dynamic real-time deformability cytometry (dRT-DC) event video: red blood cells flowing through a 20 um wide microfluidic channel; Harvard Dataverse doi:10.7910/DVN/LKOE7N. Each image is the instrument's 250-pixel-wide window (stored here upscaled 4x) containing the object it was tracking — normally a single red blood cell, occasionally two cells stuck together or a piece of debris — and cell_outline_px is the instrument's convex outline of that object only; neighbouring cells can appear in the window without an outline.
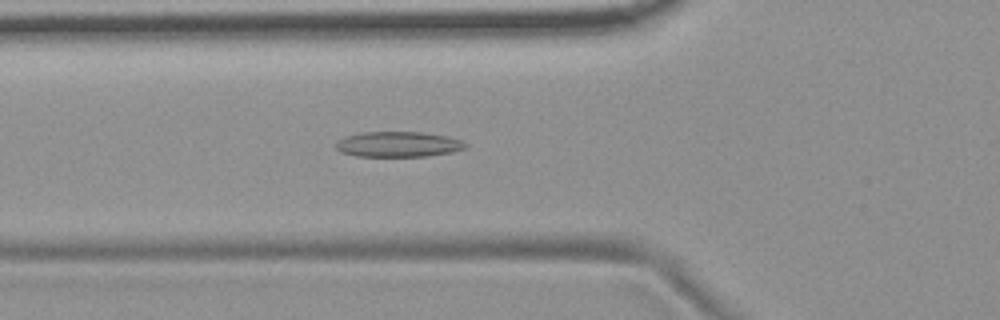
{"species": "common noctule bat (a hibernating species)", "species_latin": "Nyctalus noctula", "temperature_condition": "room temperature", "stored_images_in_passage": 54, "camera_frame_rate_fps": 3000, "um_per_image_px": 0.085, "animal": {"sex": "female", "body_mass_g": 19.9}, "frame": {"image": 1, "passage_image": 19, "time_ms": 6.0, "image_size_px": [1000, 320], "cell_outline_px": [[468, 144], [464, 148], [452, 152], [428, 156], [356, 156], [340, 152], [336, 148], [336, 140], [344, 136], [360, 132], [424, 132], [448, 136], [460, 140]], "centroid_in_image_um": [33.81, 12.26], "position_along_channel_um": 92.0, "area_um2": 19.31}}
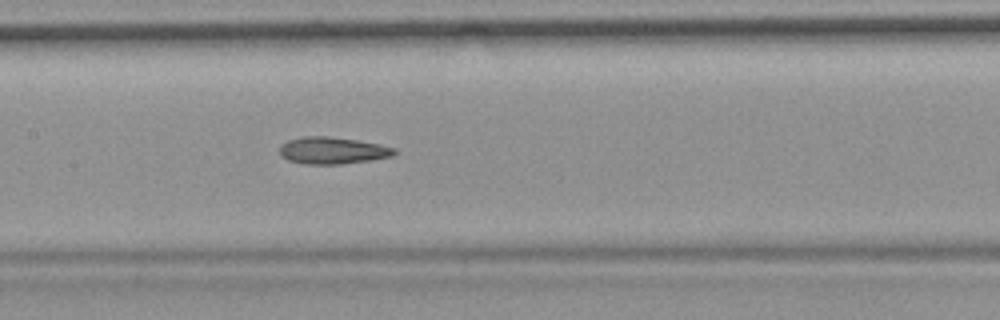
{"frame": {"image": 2, "passage_image": 26, "time_ms": 8.333, "image_size_px": [1000, 320], "cell_outline_px": [[396, 152], [392, 156], [372, 160], [340, 164], [304, 164], [288, 160], [280, 156], [280, 144], [288, 140], [304, 136], [328, 136], [356, 140], [380, 144], [396, 148]], "centroid_in_image_um": [28.25, 12.79], "position_along_channel_um": 179.2, "area_um2": 18.09}}
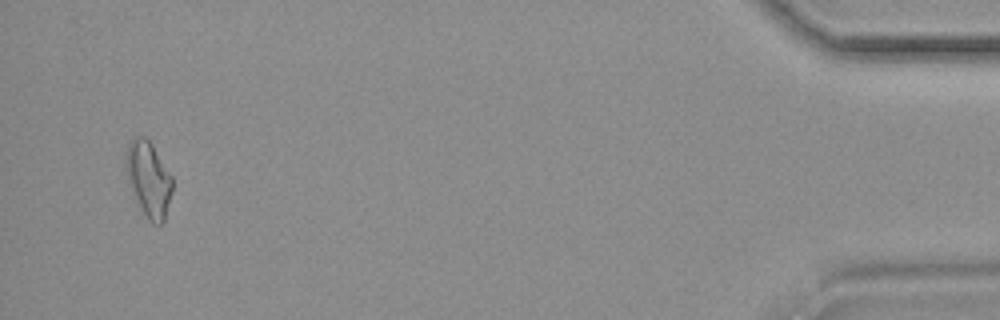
{"frame": {"image": 3, "passage_image": 52, "time_ms": 17.0, "image_size_px": [1000, 320], "cell_outline_px": [[172, 192], [164, 220], [160, 224], [152, 224], [148, 220], [140, 208], [128, 180], [124, 160], [128, 144], [136, 136], [144, 136], [152, 144], [172, 176]], "centroid_in_image_um": [12.63, 15.22], "position_along_channel_um": 422.6, "area_um2": 20.23}, "authors_computed_cell_mechanics": {"area_um2": 18.3515, "velocity_mm_per_s": 3.721, "shape_relaxation_time_tau1_ms": null, "shape_relaxation_time_tau2_ms": 3.3445, "deformation_change_tau1": null, "deformation_change_tau2": 0.1226}}